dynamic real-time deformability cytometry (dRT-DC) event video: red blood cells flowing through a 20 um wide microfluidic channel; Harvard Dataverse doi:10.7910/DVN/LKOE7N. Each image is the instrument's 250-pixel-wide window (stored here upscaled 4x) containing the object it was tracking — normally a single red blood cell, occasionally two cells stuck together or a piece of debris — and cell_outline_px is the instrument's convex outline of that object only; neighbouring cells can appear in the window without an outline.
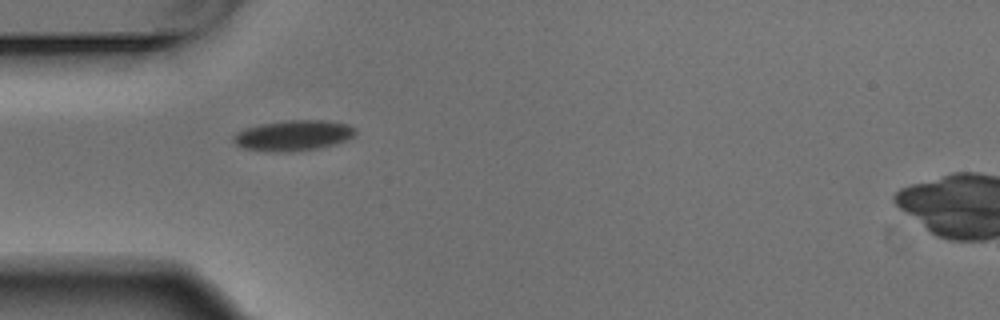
{"species": "Egyptian fruit bat (a non-hibernating species)", "species_latin": "Rousettus aegyptiacus", "temperature_condition": "warm", "stored_images_in_passage": 6, "camera_frame_rate_fps": 3000, "um_per_image_px": 0.085, "animal": {"sex": "male"}, "frame": {"image": 1, "passage_image": 1, "time_ms": 0.0, "image_size_px": [1000, 320], "cell_outline_px": [[356, 132], [352, 136], [336, 144], [316, 148], [292, 152], [264, 152], [244, 148], [236, 144], [232, 140], [232, 136], [236, 132], [244, 128], [260, 124], [284, 120], [328, 120], [348, 124], [356, 128]], "centroid_in_image_um": [24.89, 11.51], "position_along_channel_um": 60.1, "area_um2": 21.96}}
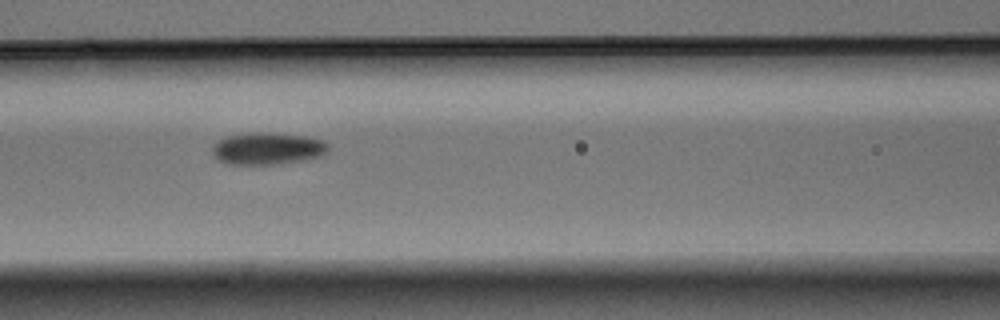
{"frame": {"image": 2, "passage_image": 3, "time_ms": 0.667, "image_size_px": [1000, 320], "cell_outline_px": [[328, 152], [320, 156], [300, 160], [272, 164], [232, 164], [220, 160], [212, 152], [212, 144], [216, 140], [224, 136], [252, 132], [264, 132], [304, 136], [320, 140], [328, 144]], "centroid_in_image_um": [22.69, 12.6], "position_along_channel_um": 143.9, "area_um2": 21.44}}
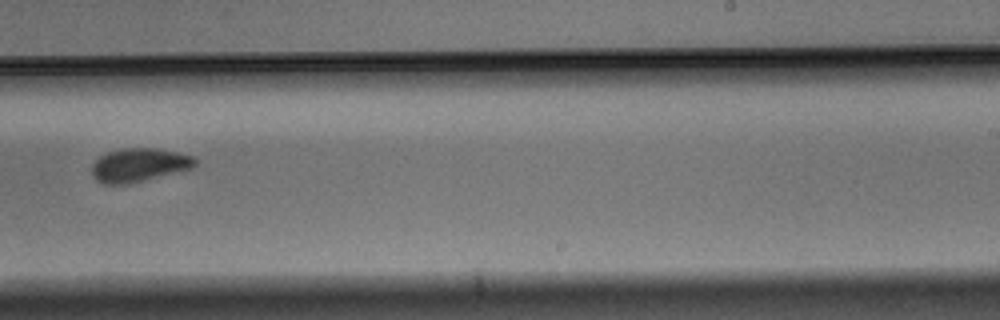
{"frame": {"image": 3, "passage_image": 6, "time_ms": 1.667, "image_size_px": [1000, 320], "cell_outline_px": [[196, 168], [128, 184], [104, 184], [96, 180], [92, 176], [92, 164], [100, 156], [108, 152], [124, 148], [156, 148], [196, 156]], "centroid_in_image_um": [11.86, 14.03], "position_along_channel_um": 277.1, "area_um2": 20.4}}